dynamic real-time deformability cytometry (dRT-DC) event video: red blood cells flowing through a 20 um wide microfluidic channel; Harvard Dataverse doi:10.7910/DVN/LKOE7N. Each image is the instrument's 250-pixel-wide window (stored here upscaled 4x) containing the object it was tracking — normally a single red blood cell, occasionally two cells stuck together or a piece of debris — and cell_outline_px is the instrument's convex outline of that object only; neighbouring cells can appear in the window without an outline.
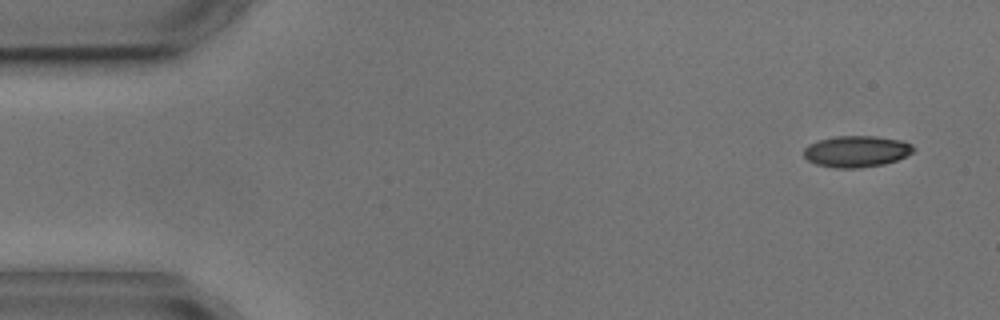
{"species": "common noctule bat (a hibernating species)", "species_latin": "Nyctalus noctula", "temperature_condition": "cold", "stored_images_in_passage": 4, "camera_frame_rate_fps": 3000, "um_per_image_px": 0.085, "animal": {"sex": "male", "body_mass_g": 17.9, "forearm_length_mm": 54.2}, "frame": {"image": 1, "passage_image": 1, "time_ms": 0.0, "image_size_px": [1000, 320], "cell_outline_px": [[916, 148], [912, 152], [896, 160], [884, 164], [860, 168], [836, 168], [816, 164], [808, 160], [804, 156], [804, 148], [808, 144], [820, 140], [836, 136], [876, 136], [900, 140], [912, 144]], "centroid_in_image_um": [72.8, 12.87], "position_along_channel_um": 12.2, "area_um2": 20.0}}
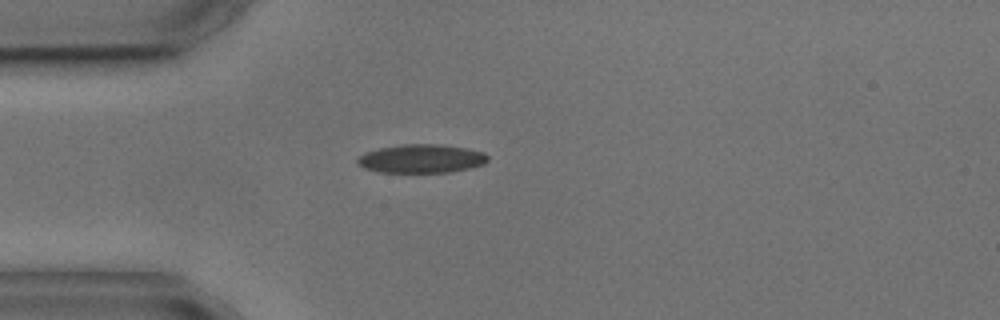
{"frame": {"image": 2, "passage_image": 4, "time_ms": 3.667, "image_size_px": [1000, 320], "cell_outline_px": [[488, 160], [484, 164], [472, 168], [448, 172], [380, 172], [364, 168], [356, 164], [356, 160], [364, 152], [380, 148], [404, 144], [436, 144], [464, 148], [484, 152], [488, 156]], "centroid_in_image_um": [35.81, 13.49], "position_along_channel_um": 49.2, "area_um2": 21.68}}